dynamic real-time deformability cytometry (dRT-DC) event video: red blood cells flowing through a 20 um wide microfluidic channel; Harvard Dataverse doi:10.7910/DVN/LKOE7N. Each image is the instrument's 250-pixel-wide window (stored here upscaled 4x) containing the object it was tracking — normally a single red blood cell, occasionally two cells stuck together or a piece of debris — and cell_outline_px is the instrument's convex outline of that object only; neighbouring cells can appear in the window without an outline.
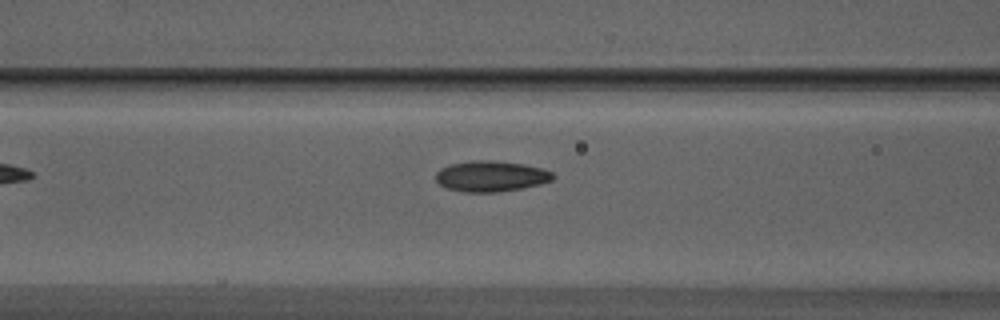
{"species": "Egyptian fruit bat (a non-hibernating species)", "species_latin": "Rousettus aegyptiacus", "temperature_condition": "warm", "stored_images_in_passage": 8, "camera_frame_rate_fps": 3000, "um_per_image_px": 0.085, "animal": {"sex": "male"}, "frame": {"image": 1, "passage_image": 7, "time_ms": 2.0, "image_size_px": [1000, 320], "cell_outline_px": [[556, 176], [552, 180], [540, 184], [524, 188], [500, 192], [464, 192], [444, 188], [436, 180], [436, 172], [440, 168], [452, 164], [476, 160], [488, 160], [524, 164], [544, 168], [552, 172]], "centroid_in_image_um": [41.76, 14.99], "position_along_channel_um": 124.8, "area_um2": 21.15}}